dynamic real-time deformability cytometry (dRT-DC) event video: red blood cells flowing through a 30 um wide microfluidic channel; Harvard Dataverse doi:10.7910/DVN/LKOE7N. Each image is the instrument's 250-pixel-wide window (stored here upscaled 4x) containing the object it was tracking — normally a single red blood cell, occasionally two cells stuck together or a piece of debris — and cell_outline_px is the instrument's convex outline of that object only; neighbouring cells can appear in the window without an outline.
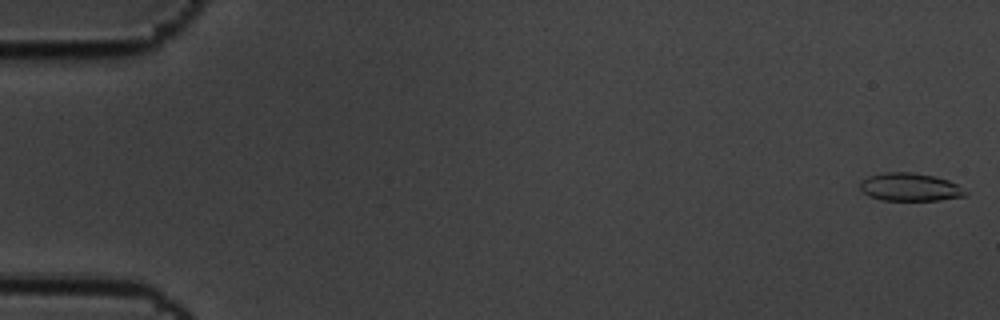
{"species": "common noctule bat (a hibernating species)", "species_latin": "Nyctalus noctula", "temperature_condition": "cold", "stored_images_in_passage": 6, "camera_frame_rate_fps": 3000, "um_per_image_px": 0.085, "animal": {"sex": "male", "body_mass_g": 19.5, "forearm_length_mm": 54.6}, "frame": {"image": 1, "passage_image": 1, "time_ms": 0.0, "image_size_px": [1000, 320], "cell_outline_px": [[968, 192], [964, 196], [940, 200], [880, 200], [868, 196], [860, 188], [860, 180], [868, 176], [884, 172], [912, 172], [936, 176], [948, 180], [956, 184]], "centroid_in_image_um": [77.32, 15.89], "position_along_channel_um": 7.7, "area_um2": 17.28}}